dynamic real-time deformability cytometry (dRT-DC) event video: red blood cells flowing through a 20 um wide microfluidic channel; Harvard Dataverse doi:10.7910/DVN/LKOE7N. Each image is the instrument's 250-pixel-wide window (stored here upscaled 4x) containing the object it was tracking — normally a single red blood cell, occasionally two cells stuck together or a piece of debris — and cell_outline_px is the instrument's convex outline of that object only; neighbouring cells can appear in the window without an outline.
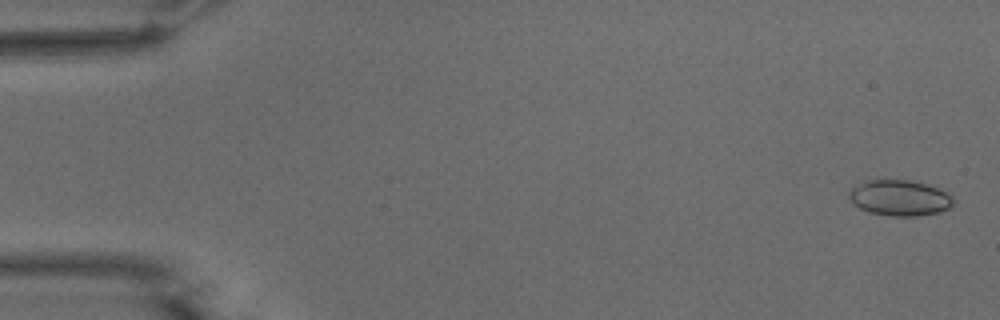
{"species": "common noctule bat (a hibernating species)", "species_latin": "Nyctalus noctula", "temperature_condition": "warm", "stored_images_in_passage": 54, "camera_frame_rate_fps": 3000, "um_per_image_px": 0.085, "animal": {"sex": "male", "body_mass_g": 15.6}, "frame": {"image": 1, "passage_image": 2, "time_ms": 0.333, "image_size_px": [1000, 320], "cell_outline_px": [[952, 204], [948, 208], [940, 212], [916, 216], [892, 216], [868, 212], [860, 208], [848, 196], [848, 192], [852, 184], [868, 180], [908, 180], [924, 184], [936, 188], [952, 196]], "centroid_in_image_um": [76.4, 16.82], "position_along_channel_um": 8.6, "area_um2": 21.56}}
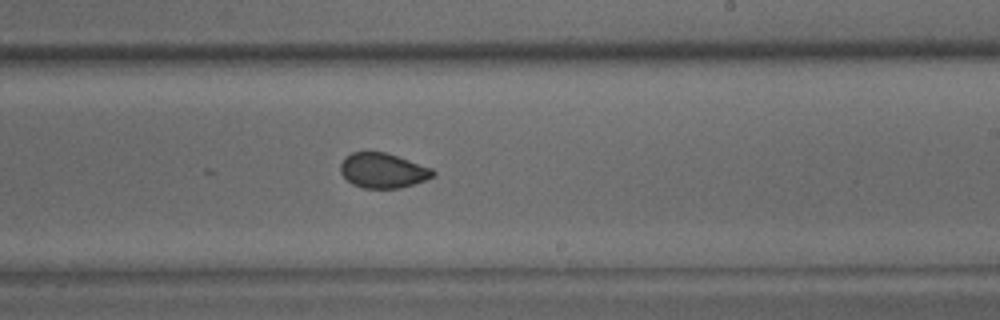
{"frame": {"image": 2, "passage_image": 33, "time_ms": 10.667, "image_size_px": [1000, 320], "cell_outline_px": [[436, 176], [400, 188], [364, 188], [352, 184], [340, 172], [340, 164], [344, 156], [352, 152], [384, 152], [432, 168], [436, 172]], "centroid_in_image_um": [32.53, 14.49], "position_along_channel_um": 256.5, "area_um2": 18.73}}
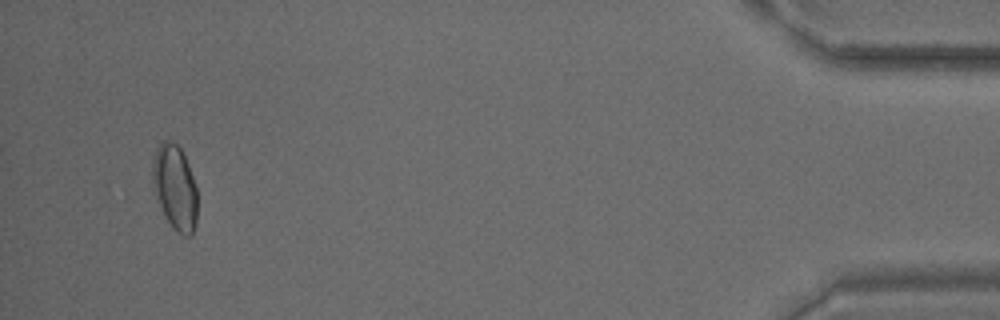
{"frame": {"image": 3, "passage_image": 52, "time_ms": 17.0, "image_size_px": [1000, 320], "cell_outline_px": [[196, 224], [192, 236], [184, 236], [176, 232], [172, 228], [164, 216], [156, 196], [152, 180], [152, 160], [156, 148], [164, 140], [168, 140], [176, 144], [180, 148], [188, 164], [196, 188]], "centroid_in_image_um": [14.86, 15.96], "position_along_channel_um": 420.3, "area_um2": 22.2}, "authors_computed_cell_mechanics": {"area_um2": 19.9988, "velocity_mm_per_s": 3.7607, "shape_relaxation_time_tau1_ms": 8.4946, "shape_relaxation_time_tau2_ms": 0.8275, "deformation_change_tau1": 0.1352, "deformation_change_tau2": 0.0361}}